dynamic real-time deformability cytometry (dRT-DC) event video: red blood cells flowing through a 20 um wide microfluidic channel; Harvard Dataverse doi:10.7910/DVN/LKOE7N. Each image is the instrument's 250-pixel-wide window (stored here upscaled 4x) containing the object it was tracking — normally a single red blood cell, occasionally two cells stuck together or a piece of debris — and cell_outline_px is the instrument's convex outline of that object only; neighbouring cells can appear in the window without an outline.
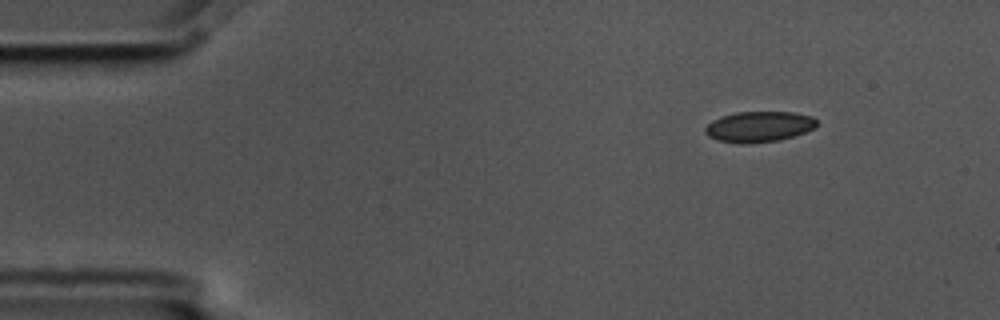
{"species": "common noctule bat (a hibernating species)", "species_latin": "Nyctalus noctula", "temperature_condition": "cold", "stored_images_in_passage": 7, "camera_frame_rate_fps": 3000, "um_per_image_px": 0.085, "animal": {"sex": "male", "body_mass_g": 17.5, "forearm_length_mm": 52.3}, "frame": {"image": 1, "passage_image": 1, "time_ms": 0.0, "image_size_px": [1000, 320], "cell_outline_px": [[816, 128], [792, 136], [776, 140], [744, 144], [716, 140], [708, 136], [704, 132], [704, 128], [712, 120], [736, 112], [792, 112], [812, 116], [816, 120]], "centroid_in_image_um": [64.49, 10.76], "position_along_channel_um": 20.5, "area_um2": 19.77}}
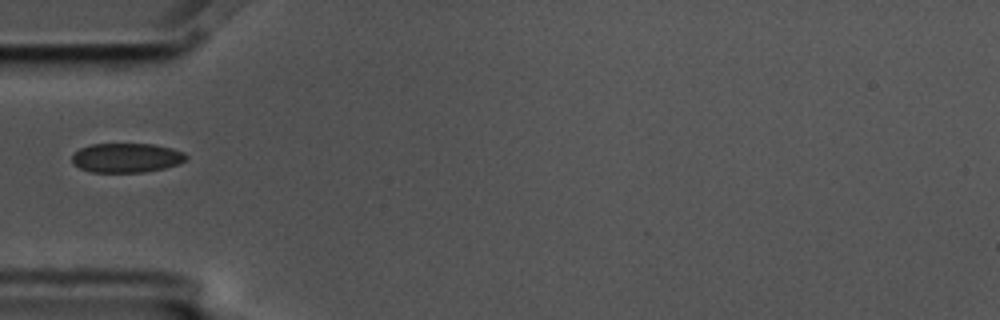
{"frame": {"image": 2, "passage_image": 4, "time_ms": 1.0, "image_size_px": [1000, 320], "cell_outline_px": [[188, 156], [180, 164], [164, 168], [144, 172], [92, 172], [80, 168], [72, 164], [72, 156], [80, 148], [92, 144], [152, 144], [172, 148], [184, 152]], "centroid_in_image_um": [10.76, 13.41], "position_along_channel_um": 74.2, "area_um2": 19.54}}